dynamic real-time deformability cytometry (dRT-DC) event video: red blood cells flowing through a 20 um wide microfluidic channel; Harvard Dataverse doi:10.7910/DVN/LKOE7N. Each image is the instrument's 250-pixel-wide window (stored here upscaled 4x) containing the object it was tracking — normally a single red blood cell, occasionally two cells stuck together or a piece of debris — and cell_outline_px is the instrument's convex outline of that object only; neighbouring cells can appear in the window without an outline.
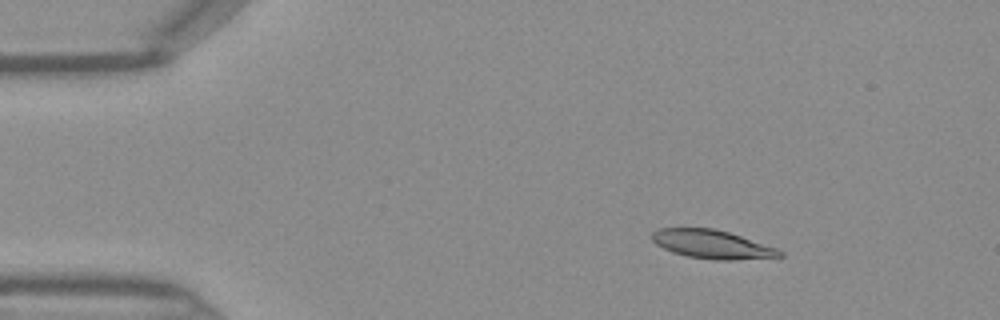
{"species": "Egyptian fruit bat (a non-hibernating species)", "species_latin": "Rousettus aegyptiacus", "temperature_condition": "warm", "stored_images_in_passage": 45, "camera_frame_rate_fps": 3000, "um_per_image_px": 0.085, "frame": {"image": 1, "passage_image": 6, "time_ms": 1.667, "image_size_px": [1000, 320], "cell_outline_px": [[784, 256], [732, 260], [716, 260], [688, 256], [672, 252], [656, 244], [652, 240], [652, 232], [656, 228], [712, 228], [728, 232], [776, 248], [784, 252]], "centroid_in_image_um": [60.5, 20.76], "position_along_channel_um": 24.5, "area_um2": 21.04}}
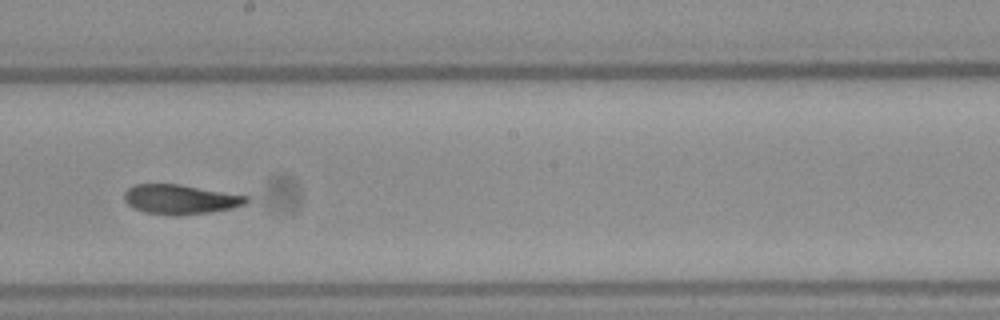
{"frame": {"image": 2, "passage_image": 25, "time_ms": 8.0, "image_size_px": [1000, 320], "cell_outline_px": [[252, 200], [244, 204], [232, 208], [212, 212], [144, 212], [132, 208], [124, 200], [124, 192], [132, 184], [180, 184], [248, 196]], "centroid_in_image_um": [15.33, 16.89], "position_along_channel_um": 232.9, "area_um2": 20.29}}
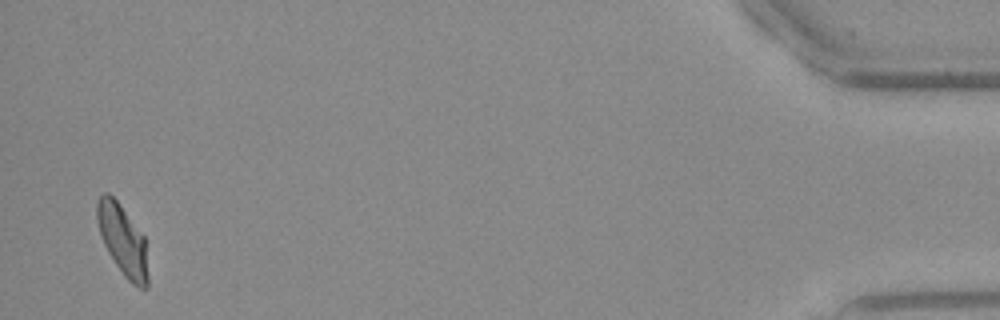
{"frame": {"image": 3, "passage_image": 44, "time_ms": 14.333, "image_size_px": [1000, 320], "cell_outline_px": [[148, 288], [140, 288], [132, 284], [124, 276], [108, 252], [100, 236], [96, 216], [96, 204], [100, 196], [104, 192], [108, 192], [116, 200], [144, 236], [148, 276]], "centroid_in_image_um": [10.41, 20.42], "position_along_channel_um": 424.8, "area_um2": 20.75}}